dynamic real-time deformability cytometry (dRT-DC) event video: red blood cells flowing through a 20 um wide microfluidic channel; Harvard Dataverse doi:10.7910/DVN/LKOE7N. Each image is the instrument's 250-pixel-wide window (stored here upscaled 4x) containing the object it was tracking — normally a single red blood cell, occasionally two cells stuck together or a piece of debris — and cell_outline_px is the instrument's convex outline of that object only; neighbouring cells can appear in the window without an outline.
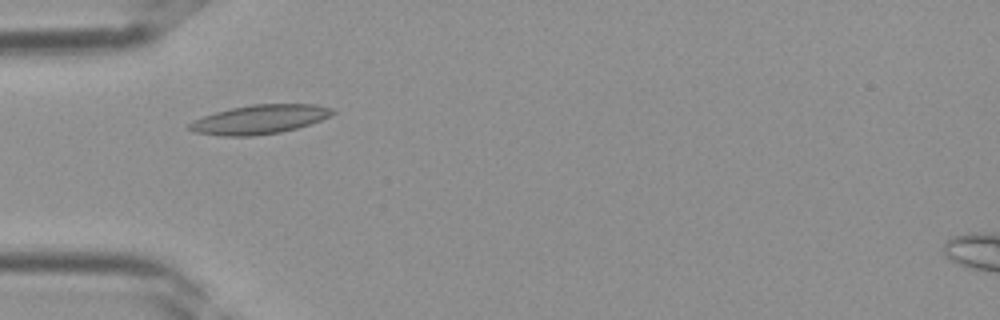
{"species": "Egyptian fruit bat (a non-hibernating species)", "species_latin": "Rousettus aegyptiacus", "temperature_condition": "room temperature", "stored_images_in_passage": 36, "camera_frame_rate_fps": 3000, "um_per_image_px": 0.085, "frame": {"image": 1, "passage_image": 10, "time_ms": 3.0, "image_size_px": [1000, 320], "cell_outline_px": [[336, 112], [332, 116], [296, 128], [280, 132], [252, 136], [220, 136], [192, 132], [184, 128], [192, 120], [216, 112], [232, 108], [252, 104], [316, 104], [332, 108]], "centroid_in_image_um": [22.02, 10.15], "position_along_channel_um": 63.0, "area_um2": 24.39}}
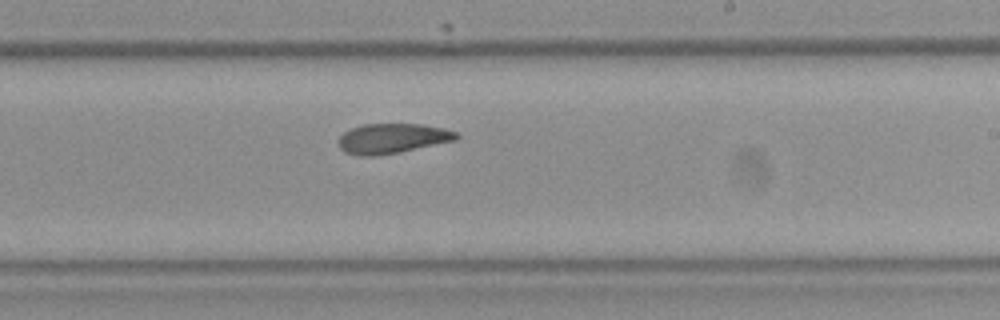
{"frame": {"image": 2, "passage_image": 21, "time_ms": 6.667, "image_size_px": [1000, 320], "cell_outline_px": [[460, 136], [456, 140], [400, 152], [376, 156], [360, 156], [344, 152], [340, 148], [336, 140], [344, 132], [352, 128], [364, 124], [424, 124], [444, 128], [456, 132]], "centroid_in_image_um": [33.33, 11.77], "position_along_channel_um": 255.7, "area_um2": 20.69}}
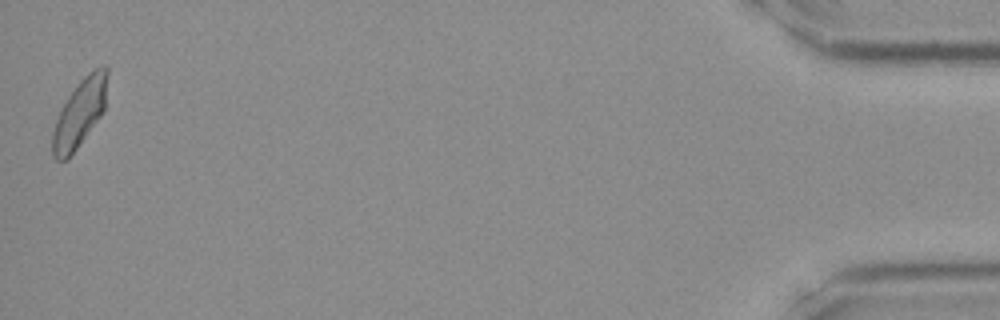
{"frame": {"image": 3, "passage_image": 36, "time_ms": 11.667, "image_size_px": [1000, 320], "cell_outline_px": [[108, 76], [104, 112], [68, 160], [56, 160], [52, 156], [52, 132], [56, 120], [68, 96], [80, 80], [88, 72], [100, 64], [104, 64], [108, 68]], "centroid_in_image_um": [6.8, 9.59], "position_along_channel_um": 428.4, "area_um2": 21.85}}